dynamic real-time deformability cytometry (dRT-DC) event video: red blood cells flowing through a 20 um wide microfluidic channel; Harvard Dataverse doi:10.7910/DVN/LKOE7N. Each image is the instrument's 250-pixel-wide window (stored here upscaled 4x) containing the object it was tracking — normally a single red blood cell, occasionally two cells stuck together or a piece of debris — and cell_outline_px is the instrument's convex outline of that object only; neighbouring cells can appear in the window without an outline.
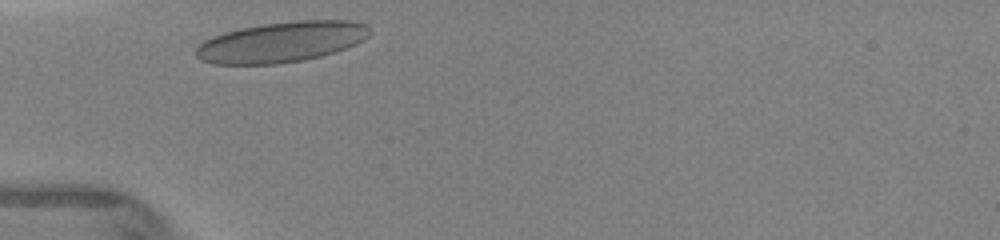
{"species": "human", "species_latin": "Homo sapiens", "temperature_condition": "warm", "stored_images_in_passage": 9, "camera_frame_rate_fps": 3000, "um_per_image_px": 0.085, "donor": {"sex": "female"}, "frame": {"image": 1, "passage_image": 1, "time_ms": 0.0, "image_size_px": [1000, 240], "cell_outline_px": [[372, 32], [364, 40], [356, 44], [336, 52], [304, 60], [276, 64], [212, 64], [200, 60], [196, 56], [196, 48], [204, 40], [212, 36], [224, 32], [240, 28], [264, 24], [296, 20], [352, 20], [364, 24], [372, 28]], "centroid_in_image_um": [23.95, 3.57], "position_along_channel_um": 61.0, "area_um2": 41.33}}
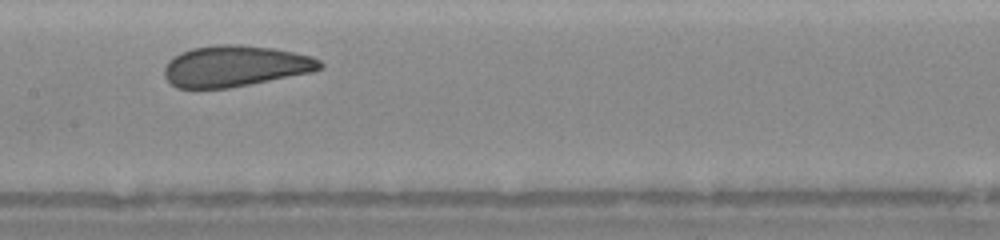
{"frame": {"image": 2, "passage_image": 6, "time_ms": 3.0, "image_size_px": [1000, 240], "cell_outline_px": [[324, 68], [312, 72], [228, 88], [176, 88], [164, 76], [164, 68], [168, 60], [180, 52], [192, 48], [216, 44], [240, 44], [272, 48], [312, 56], [320, 60], [324, 64]], "centroid_in_image_um": [19.98, 5.61], "position_along_channel_um": 187.4, "area_um2": 37.34}}
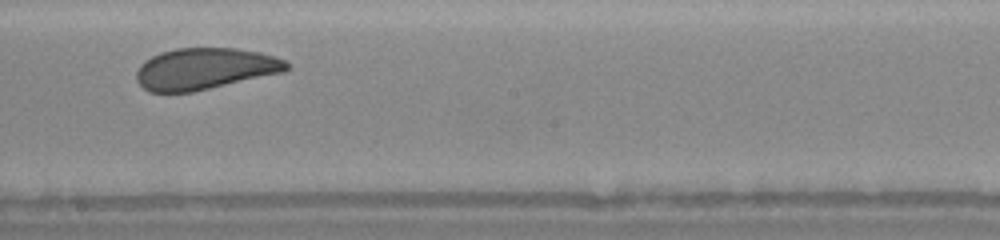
{"frame": {"image": 3, "passage_image": 8, "time_ms": 4.0, "image_size_px": [1000, 240], "cell_outline_px": [[292, 64], [284, 72], [192, 92], [148, 92], [136, 80], [136, 72], [140, 64], [144, 60], [160, 52], [176, 48], [236, 48], [260, 52], [276, 56]], "centroid_in_image_um": [17.42, 5.84], "position_along_channel_um": 230.8, "area_um2": 36.47}}